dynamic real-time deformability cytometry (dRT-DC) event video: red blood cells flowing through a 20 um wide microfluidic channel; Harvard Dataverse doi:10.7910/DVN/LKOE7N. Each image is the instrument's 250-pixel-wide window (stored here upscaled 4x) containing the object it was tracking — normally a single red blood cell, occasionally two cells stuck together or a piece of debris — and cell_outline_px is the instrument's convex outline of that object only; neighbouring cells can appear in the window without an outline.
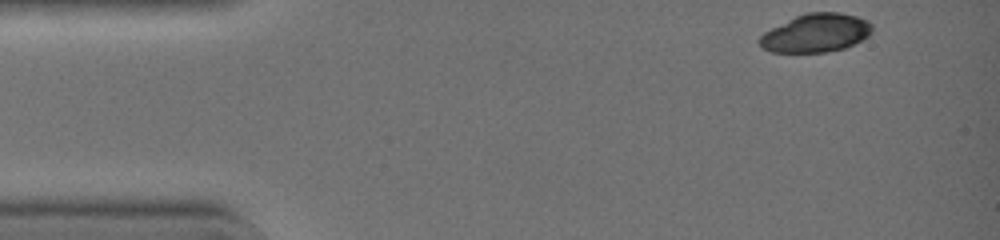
{"species": "common noctule bat (a hibernating species)", "species_latin": "Nyctalus noctula", "temperature_condition": "warm", "stored_images_in_passage": 37, "camera_frame_rate_fps": 3000, "um_per_image_px": 0.085, "animal": {"sex": "female", "body_mass_g": 19.0, "forearm_length_mm": 51.5}, "frame": {"image": 1, "passage_image": 1, "time_ms": 0.0, "image_size_px": [1000, 240], "cell_outline_px": [[872, 32], [868, 36], [844, 48], [824, 52], [772, 52], [764, 48], [756, 40], [764, 32], [796, 16], [808, 12], [840, 12], [856, 16], [868, 20], [872, 24]], "centroid_in_image_um": [69.36, 2.8], "position_along_channel_um": 15.6, "area_um2": 25.03}}
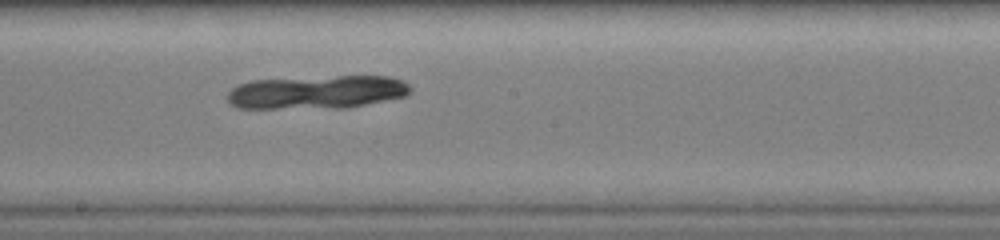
{"frame": {"image": 2, "passage_image": 21, "time_ms": 6.667, "image_size_px": [1000, 240], "cell_outline_px": [[412, 92], [404, 96], [344, 108], [240, 108], [232, 104], [228, 100], [228, 92], [232, 88], [248, 80], [336, 76], [388, 76], [404, 80], [412, 88]], "centroid_in_image_um": [26.95, 7.82], "position_along_channel_um": 221.3, "area_um2": 35.55}}
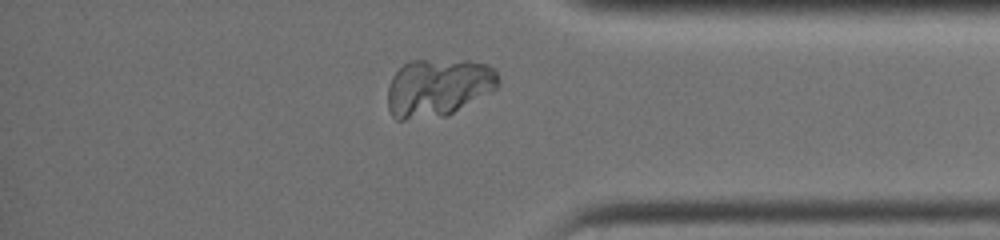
{"frame": {"image": 3, "passage_image": 33, "time_ms": 10.667, "image_size_px": [1000, 240], "cell_outline_px": [[500, 80], [496, 88], [452, 112], [444, 116], [404, 120], [396, 120], [392, 116], [388, 108], [388, 88], [392, 76], [404, 64], [412, 60], [468, 60], [484, 64], [496, 68], [500, 76]], "centroid_in_image_um": [37.23, 7.42], "position_along_channel_um": 398.0, "area_um2": 37.22}}